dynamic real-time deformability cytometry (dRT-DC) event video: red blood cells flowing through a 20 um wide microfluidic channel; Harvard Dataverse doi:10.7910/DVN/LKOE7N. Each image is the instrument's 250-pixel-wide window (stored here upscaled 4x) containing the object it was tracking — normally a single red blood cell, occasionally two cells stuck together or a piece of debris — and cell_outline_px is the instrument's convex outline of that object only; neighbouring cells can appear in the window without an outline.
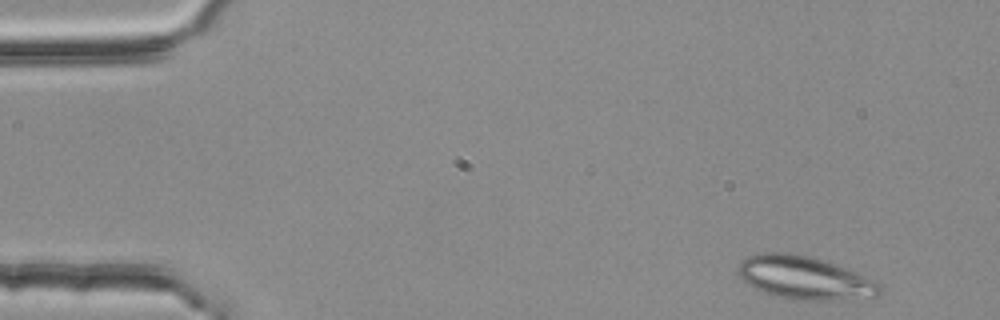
{"species": "common noctule bat (a hibernating species)", "species_latin": "Nyctalus noctula", "temperature_condition": "room temperature", "stored_images_in_passage": 3, "camera_frame_rate_fps": 3000, "um_per_image_px": 0.085, "animal": {"sex": "female", "body_mass_g": 25.1}, "frame": {"image": 1, "passage_image": 1, "time_ms": 0.0, "image_size_px": [1000, 320], "cell_outline_px": [[884, 284], [880, 296], [832, 300], [800, 300], [772, 296], [748, 284], [736, 272], [736, 268], [748, 256], [760, 252], [788, 252], [808, 256], [824, 260], [856, 272], [876, 280]], "centroid_in_image_um": [68.42, 23.61], "position_along_channel_um": 16.6, "area_um2": 35.84}}